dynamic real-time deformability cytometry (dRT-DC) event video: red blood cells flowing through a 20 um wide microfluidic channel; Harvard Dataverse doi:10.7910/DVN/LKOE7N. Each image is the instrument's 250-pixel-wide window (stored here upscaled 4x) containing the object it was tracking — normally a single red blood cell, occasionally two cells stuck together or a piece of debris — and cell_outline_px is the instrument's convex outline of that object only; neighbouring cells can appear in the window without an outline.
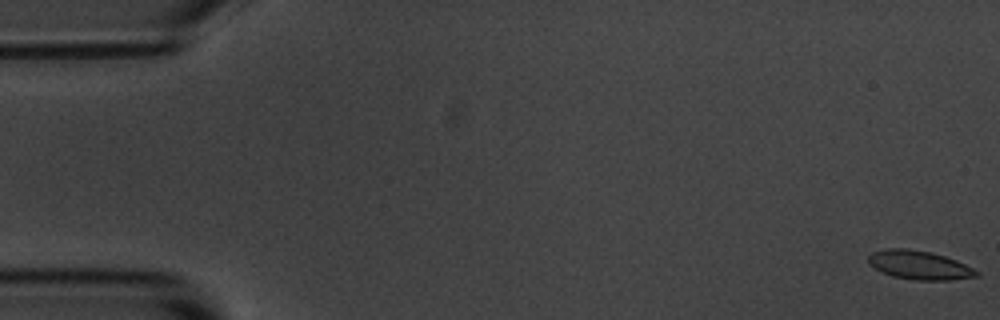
{"species": "common noctule bat (a hibernating species)", "species_latin": "Nyctalus noctula", "temperature_condition": "room temperature", "stored_images_in_passage": 13, "camera_frame_rate_fps": 3000, "um_per_image_px": 0.085, "animal": {"sex": "male", "body_mass_g": 20.1, "forearm_length_mm": 53.5}, "frame": {"image": 1, "passage_image": 1, "time_ms": 0.0, "image_size_px": [1000, 320], "cell_outline_px": [[980, 276], [948, 280], [916, 280], [892, 276], [880, 272], [868, 264], [868, 256], [872, 252], [888, 248], [908, 248], [932, 252], [956, 260], [980, 272]], "centroid_in_image_um": [78.11, 22.53], "position_along_channel_um": 6.9, "area_um2": 18.26}}
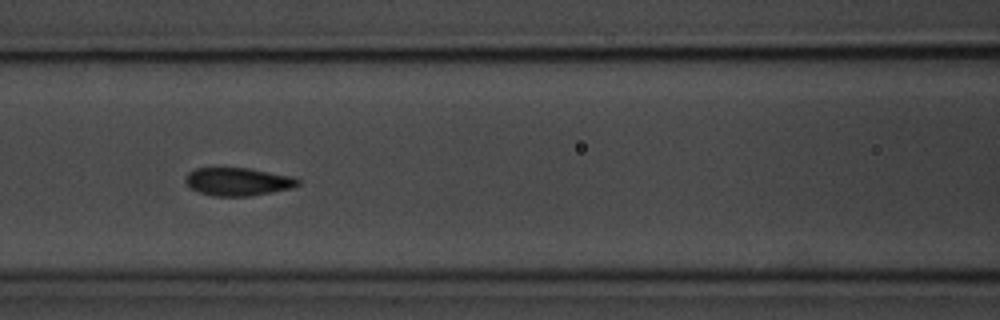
{"frame": {"image": 2, "passage_image": 7, "time_ms": 7.667, "image_size_px": [1000, 320], "cell_outline_px": [[300, 184], [292, 188], [272, 192], [248, 196], [216, 196], [200, 192], [192, 188], [184, 180], [184, 176], [188, 172], [196, 168], [248, 168], [296, 176], [300, 180]], "centroid_in_image_um": [20.27, 15.43], "position_along_channel_um": 146.3, "area_um2": 18.44}}
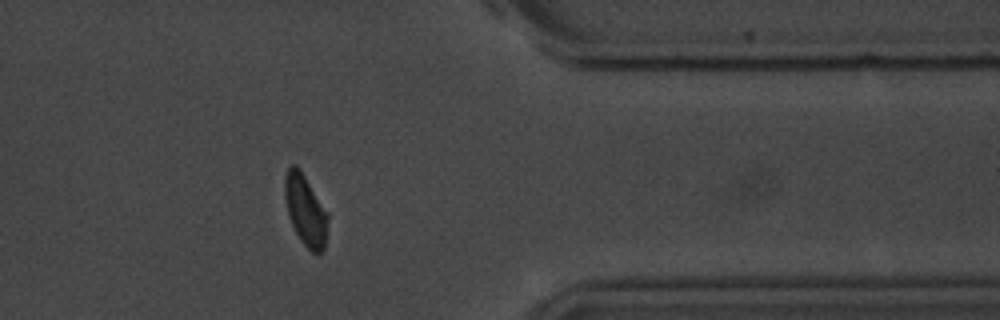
{"frame": {"image": 3, "passage_image": 13, "time_ms": 14.667, "image_size_px": [1000, 320], "cell_outline_px": [[328, 220], [324, 248], [316, 256], [300, 240], [288, 216], [284, 196], [284, 176], [288, 168], [292, 164], [296, 164], [328, 212]], "centroid_in_image_um": [25.95, 17.87], "position_along_channel_um": 385.5, "area_um2": 17.74}, "authors_computed_cell_mechanics": {"area_um2": 18.2648, "velocity_mm_per_s": 3.6533, "shape_relaxation_time_tau1_ms": 3.542, "shape_relaxation_time_tau2_ms": 1.0679, "deformation_change_tau1": 0.1337, "deformation_change_tau2": 0.045}}